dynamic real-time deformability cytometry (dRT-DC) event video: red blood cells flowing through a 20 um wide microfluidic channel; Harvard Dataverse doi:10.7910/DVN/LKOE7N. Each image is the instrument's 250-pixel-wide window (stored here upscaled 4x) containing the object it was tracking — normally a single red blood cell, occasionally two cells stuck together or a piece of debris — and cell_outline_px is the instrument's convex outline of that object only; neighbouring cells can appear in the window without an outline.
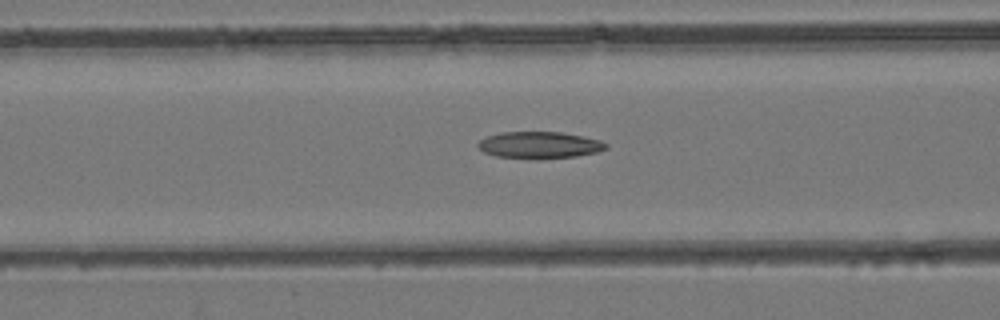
{"species": "common noctule bat (a hibernating species)", "species_latin": "Nyctalus noctula", "temperature_condition": "room temperature", "stored_images_in_passage": 50, "camera_frame_rate_fps": 3000, "um_per_image_px": 0.085, "animal": {"sex": "female", "body_mass_g": 24.6, "forearm_length_mm": 56.2}, "frame": {"image": 1, "passage_image": 21, "time_ms": 6.667, "image_size_px": [1000, 320], "cell_outline_px": [[608, 148], [596, 152], [576, 156], [496, 156], [484, 152], [476, 144], [480, 140], [488, 136], [500, 132], [560, 132], [600, 140], [608, 144]], "centroid_in_image_um": [45.86, 12.28], "position_along_channel_um": 120.7, "area_um2": 18.9}}
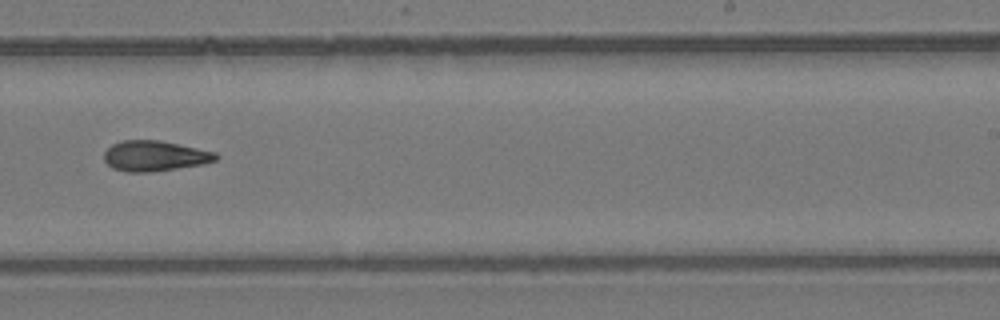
{"frame": {"image": 2, "passage_image": 32, "time_ms": 10.333, "image_size_px": [1000, 320], "cell_outline_px": [[220, 156], [216, 160], [204, 164], [148, 172], [128, 172], [112, 168], [104, 160], [104, 152], [112, 144], [120, 140], [160, 140], [216, 152]], "centroid_in_image_um": [13.15, 13.24], "position_along_channel_um": 275.8, "area_um2": 19.83}}
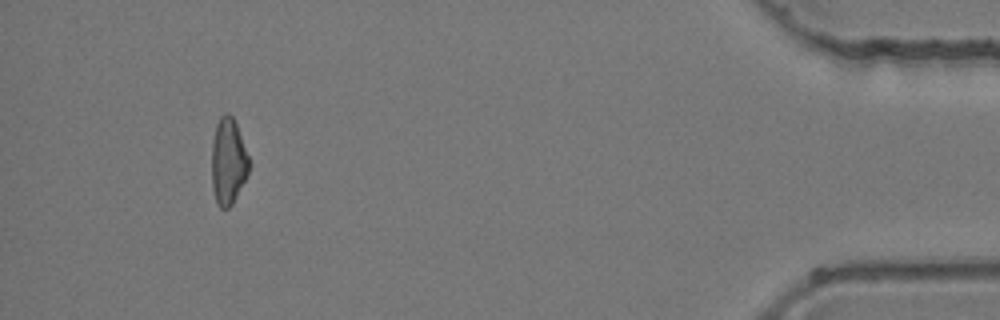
{"frame": {"image": 3, "passage_image": 47, "time_ms": 15.333, "image_size_px": [1000, 320], "cell_outline_px": [[252, 164], [232, 204], [228, 208], [220, 208], [216, 204], [212, 188], [212, 140], [216, 124], [220, 116], [224, 112], [228, 112], [232, 116], [236, 124]], "centroid_in_image_um": [19.39, 13.7], "position_along_channel_um": 415.8, "area_um2": 18.96}}